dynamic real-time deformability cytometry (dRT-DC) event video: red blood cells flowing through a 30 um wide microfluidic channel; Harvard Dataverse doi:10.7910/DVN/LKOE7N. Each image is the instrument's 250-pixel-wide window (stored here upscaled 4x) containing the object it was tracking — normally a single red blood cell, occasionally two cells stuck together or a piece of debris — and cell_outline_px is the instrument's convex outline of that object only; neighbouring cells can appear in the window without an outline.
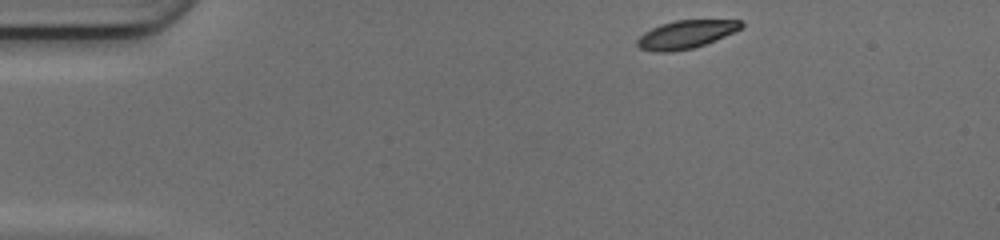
{"species": "common noctule bat (a hibernating species)", "species_latin": "Nyctalus noctula", "temperature_condition": "cold", "stored_images_in_passage": 43, "camera_frame_rate_fps": 3000, "um_per_image_px": 0.085, "animal": {"sex": "female", "body_mass_g": 17.0, "forearm_length_mm": 48.0}, "frame": {"image": 1, "passage_image": 1, "time_ms": 0.0, "image_size_px": [1000, 240], "cell_outline_px": [[744, 24], [740, 28], [724, 36], [704, 44], [692, 48], [672, 52], [656, 52], [640, 48], [636, 44], [636, 40], [644, 32], [660, 24], [676, 20], [740, 20]], "centroid_in_image_um": [58.25, 2.92], "position_along_channel_um": 26.8, "area_um2": 16.82}}
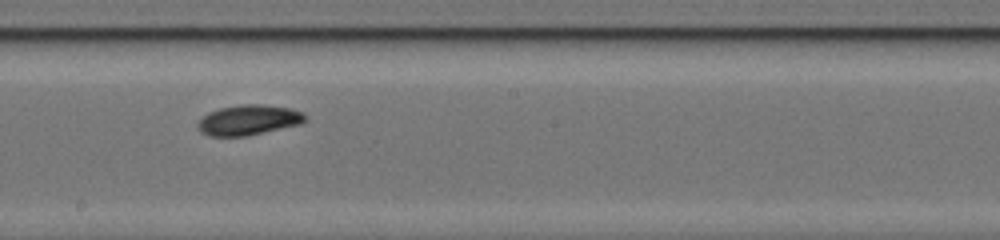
{"frame": {"image": 2, "passage_image": 21, "time_ms": 6.667, "image_size_px": [1000, 240], "cell_outline_px": [[308, 120], [300, 124], [244, 136], [208, 136], [200, 132], [196, 128], [196, 124], [208, 112], [220, 108], [244, 104], [260, 104], [292, 108], [304, 112], [308, 116]], "centroid_in_image_um": [21.14, 10.19], "position_along_channel_um": 227.1, "area_um2": 19.02}}
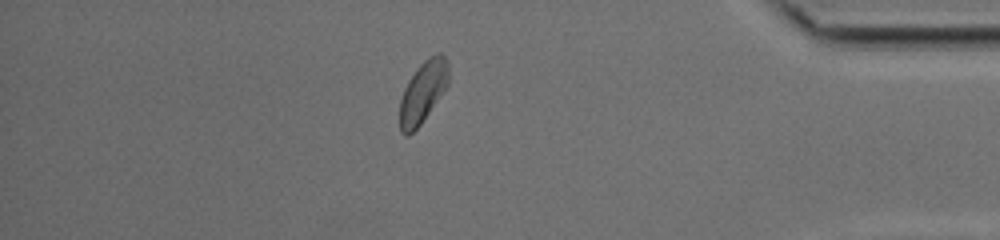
{"frame": {"image": 3, "passage_image": 36, "time_ms": 11.667, "image_size_px": [1000, 240], "cell_outline_px": [[448, 84], [420, 124], [408, 136], [404, 136], [400, 132], [400, 100], [404, 88], [408, 80], [416, 68], [428, 56], [436, 52], [440, 52], [448, 60]], "centroid_in_image_um": [35.93, 7.78], "position_along_channel_um": 399.3, "area_um2": 17.46}, "authors_computed_cell_mechanics": {"area_um2": 17.918, "velocity_mm_per_s": 4.1585, "shape_relaxation_time_tau1_ms": 2.6143, "shape_relaxation_time_tau2_ms": 2.9226, "deformation_change_tau1": 0.1076, "deformation_change_tau2": 0.0649}}